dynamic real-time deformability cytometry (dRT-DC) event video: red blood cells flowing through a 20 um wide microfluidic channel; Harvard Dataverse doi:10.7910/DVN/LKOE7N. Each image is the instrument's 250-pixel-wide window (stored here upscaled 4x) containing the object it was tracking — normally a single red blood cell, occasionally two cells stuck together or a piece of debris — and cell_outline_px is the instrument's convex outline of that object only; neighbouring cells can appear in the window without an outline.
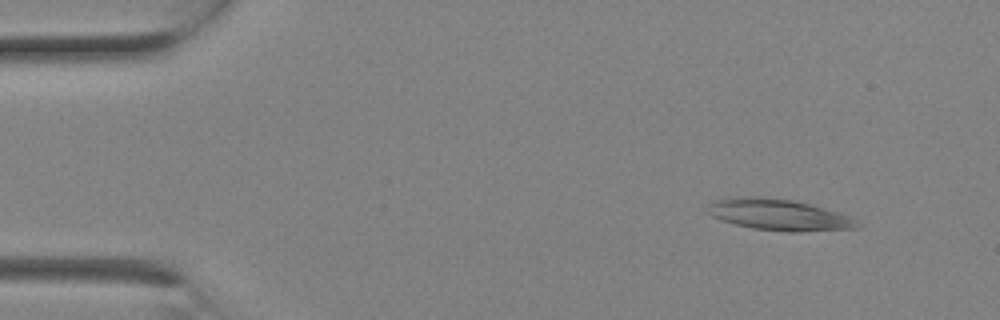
{"species": "Egyptian fruit bat (a non-hibernating species)", "species_latin": "Rousettus aegyptiacus", "temperature_condition": "room temperature", "stored_images_in_passage": 2, "camera_frame_rate_fps": 3000, "um_per_image_px": 0.085, "animal": {"sex": "female"}, "frame": {"image": 1, "passage_image": 1, "time_ms": 0.0, "image_size_px": [1000, 320], "cell_outline_px": [[860, 228], [796, 232], [788, 232], [752, 228], [736, 224], [712, 216], [704, 212], [712, 200], [736, 196], [764, 196], [796, 200], [836, 212], [848, 216], [856, 220], [860, 224]], "centroid_in_image_um": [66.15, 18.24], "position_along_channel_um": 18.8, "area_um2": 27.46}}